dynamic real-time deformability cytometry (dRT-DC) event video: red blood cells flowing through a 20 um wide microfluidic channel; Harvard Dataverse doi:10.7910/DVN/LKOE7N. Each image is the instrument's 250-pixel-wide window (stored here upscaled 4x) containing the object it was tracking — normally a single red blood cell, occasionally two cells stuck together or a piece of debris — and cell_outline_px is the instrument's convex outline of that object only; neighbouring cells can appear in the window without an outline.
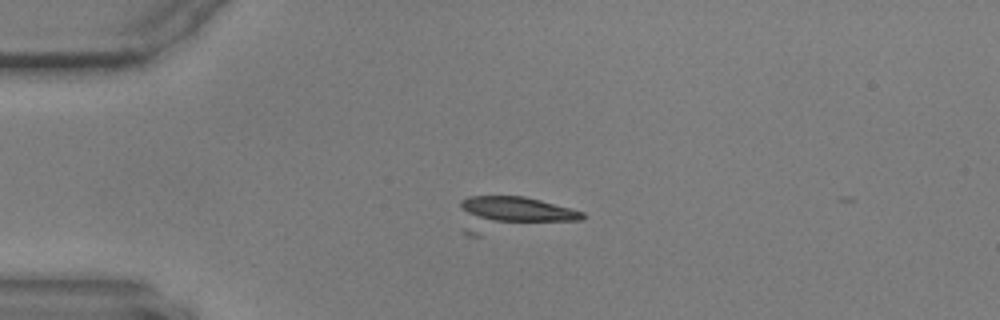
{"species": "common noctule bat (a hibernating species)", "species_latin": "Nyctalus noctula", "temperature_condition": "warm", "stored_images_in_passage": 7, "camera_frame_rate_fps": 3000, "um_per_image_px": 0.085, "animal": {"sex": "male", "body_mass_g": 17.9, "forearm_length_mm": 54.2}, "frame": {"image": 1, "passage_image": 4, "time_ms": 1.0, "image_size_px": [1000, 320], "cell_outline_px": [[588, 216], [584, 220], [480, 236], [468, 236], [464, 232], [460, 204], [460, 200], [468, 196], [524, 196], [540, 200], [584, 212]], "centroid_in_image_um": [43.52, 18.22], "position_along_channel_um": 41.5, "area_um2": 25.84}}